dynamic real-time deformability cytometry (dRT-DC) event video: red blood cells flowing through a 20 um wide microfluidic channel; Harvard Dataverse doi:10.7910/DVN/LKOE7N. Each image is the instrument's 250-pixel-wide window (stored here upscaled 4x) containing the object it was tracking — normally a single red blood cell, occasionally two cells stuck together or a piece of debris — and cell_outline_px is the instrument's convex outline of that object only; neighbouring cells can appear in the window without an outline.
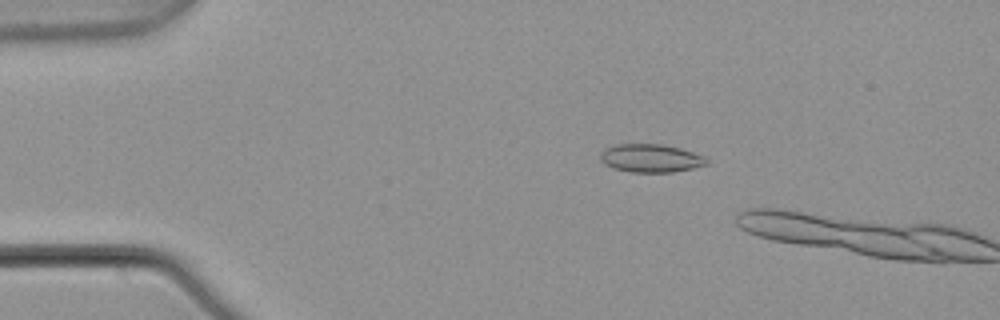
{"species": "common noctule bat (a hibernating species)", "species_latin": "Nyctalus noctula", "temperature_condition": "warm", "stored_images_in_passage": 4, "camera_frame_rate_fps": 3000, "um_per_image_px": 0.085, "animal": {"sex": "male", "body_mass_g": 21.5, "forearm_length_mm": 52.0}, "frame": {"image": 1, "passage_image": 3, "time_ms": 0.667, "image_size_px": [1000, 320], "cell_outline_px": [[708, 164], [692, 168], [672, 172], [632, 172], [612, 168], [604, 164], [600, 160], [600, 152], [604, 148], [616, 144], [664, 144], [680, 148], [704, 156], [708, 160]], "centroid_in_image_um": [55.28, 13.44], "position_along_channel_um": 29.7, "area_um2": 17.57}}